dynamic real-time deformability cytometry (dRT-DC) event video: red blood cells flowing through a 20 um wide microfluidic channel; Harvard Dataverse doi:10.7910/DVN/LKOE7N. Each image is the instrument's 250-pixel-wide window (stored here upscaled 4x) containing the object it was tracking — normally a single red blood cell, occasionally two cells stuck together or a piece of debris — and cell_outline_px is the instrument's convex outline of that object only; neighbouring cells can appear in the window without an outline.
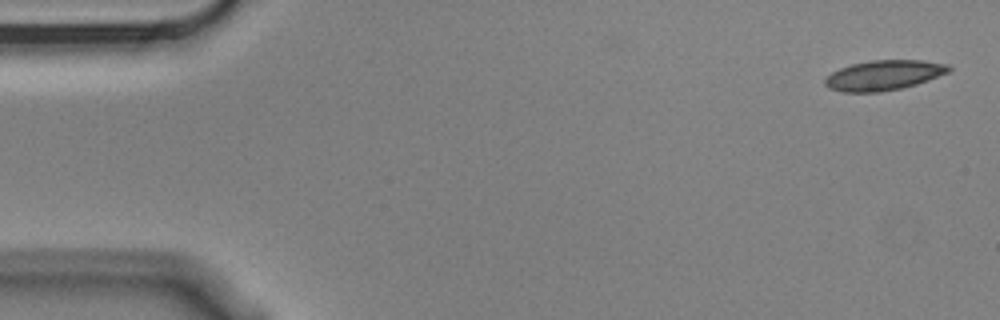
{"species": "Egyptian fruit bat (a non-hibernating species)", "species_latin": "Rousettus aegyptiacus", "temperature_condition": "cold", "stored_images_in_passage": 2, "camera_frame_rate_fps": 3000, "um_per_image_px": 0.085, "animal": {"sex": "male"}, "frame": {"image": 1, "passage_image": 2, "time_ms": 0.333, "image_size_px": [1000, 320], "cell_outline_px": [[952, 68], [948, 72], [916, 84], [900, 88], [880, 92], [840, 92], [828, 88], [824, 84], [824, 80], [832, 72], [840, 68], [852, 64], [868, 60], [924, 60], [948, 64]], "centroid_in_image_um": [75.09, 6.39], "position_along_channel_um": 9.9, "area_um2": 21.62}}